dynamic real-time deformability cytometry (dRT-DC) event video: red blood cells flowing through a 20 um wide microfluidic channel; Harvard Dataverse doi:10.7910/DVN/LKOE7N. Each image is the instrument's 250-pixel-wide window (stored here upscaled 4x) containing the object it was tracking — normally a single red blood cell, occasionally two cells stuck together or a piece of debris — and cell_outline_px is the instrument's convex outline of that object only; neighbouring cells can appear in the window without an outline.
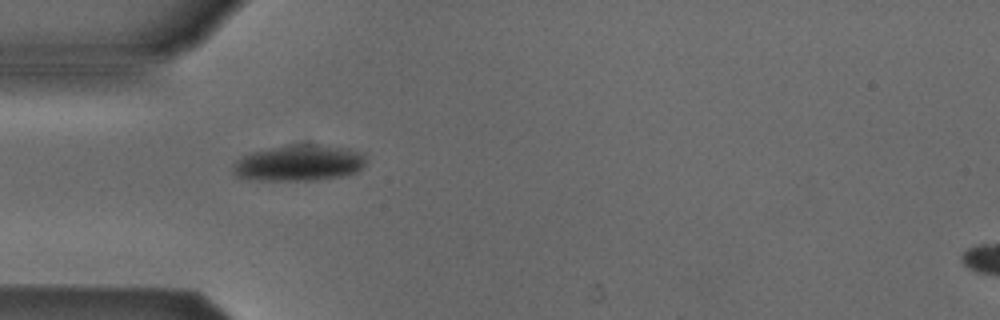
{"species": "Egyptian fruit bat (a non-hibernating species)", "species_latin": "Rousettus aegyptiacus", "temperature_condition": "cold", "stored_images_in_passage": 7, "camera_frame_rate_fps": 3000, "um_per_image_px": 0.085, "animal": {"sex": "male"}, "frame": {"image": 1, "passage_image": 3, "time_ms": 3.333, "image_size_px": [1000, 320], "cell_outline_px": [[364, 164], [356, 172], [316, 180], [264, 180], [236, 176], [232, 172], [232, 164], [240, 156], [252, 152], [268, 148], [288, 144], [316, 144], [348, 148], [364, 156]], "centroid_in_image_um": [25.33, 13.83], "position_along_channel_um": 59.7, "area_um2": 27.74}}
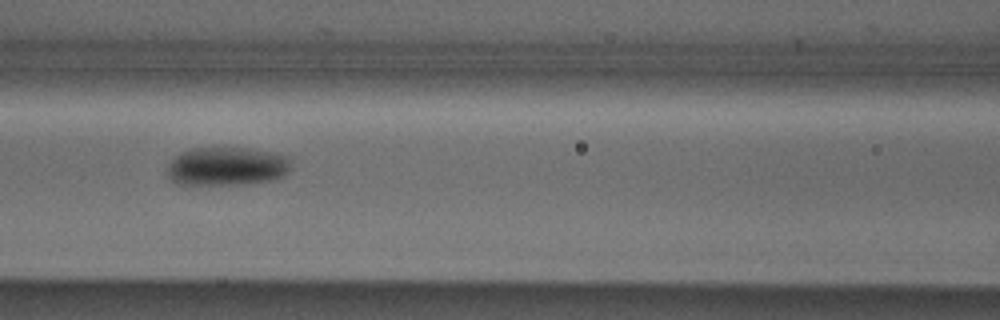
{"frame": {"image": 2, "passage_image": 5, "time_ms": 5.667, "image_size_px": [1000, 320], "cell_outline_px": [[292, 168], [284, 176], [272, 180], [248, 184], [180, 184], [172, 180], [168, 176], [168, 164], [180, 152], [192, 148], [248, 148], [292, 156]], "centroid_in_image_um": [19.36, 14.13], "position_along_channel_um": 147.2, "area_um2": 28.09}}
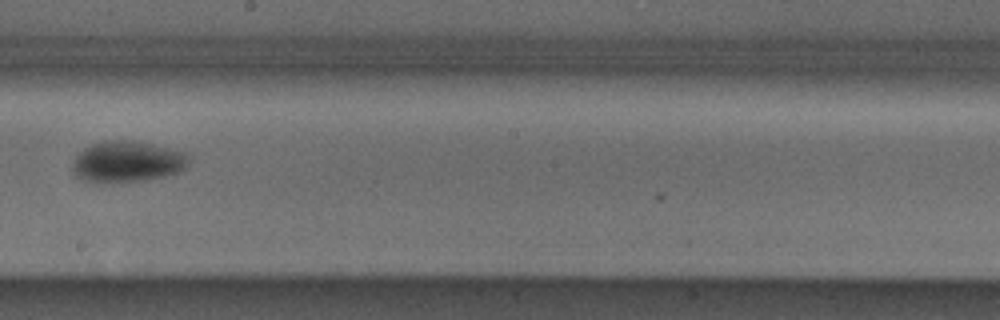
{"frame": {"image": 3, "passage_image": 7, "time_ms": 8.0, "image_size_px": [1000, 320], "cell_outline_px": [[188, 164], [180, 172], [164, 176], [144, 180], [80, 180], [72, 172], [72, 160], [84, 148], [92, 144], [104, 140], [132, 140], [152, 144], [184, 152], [188, 156]], "centroid_in_image_um": [10.8, 13.7], "position_along_channel_um": 237.4, "area_um2": 27.34}}